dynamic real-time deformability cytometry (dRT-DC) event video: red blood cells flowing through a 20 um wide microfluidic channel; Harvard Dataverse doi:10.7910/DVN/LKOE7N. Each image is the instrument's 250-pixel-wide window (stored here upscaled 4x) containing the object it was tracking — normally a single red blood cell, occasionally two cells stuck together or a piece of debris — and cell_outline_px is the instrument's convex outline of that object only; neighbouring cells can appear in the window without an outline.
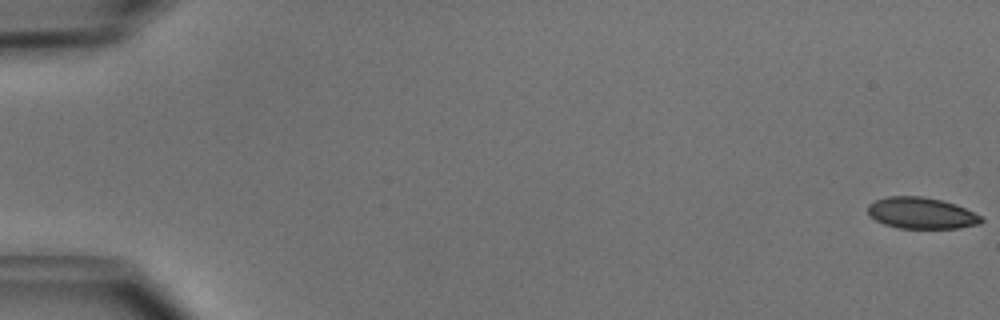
{"species": "common noctule bat (a hibernating species)", "species_latin": "Nyctalus noctula", "temperature_condition": "cold", "stored_images_in_passage": 52, "camera_frame_rate_fps": 3000, "um_per_image_px": 0.085, "animal": {"sex": "male", "body_mass_g": 15.6}, "frame": {"image": 1, "passage_image": 1, "time_ms": 0.0, "image_size_px": [1000, 320], "cell_outline_px": [[984, 220], [980, 224], [960, 228], [900, 228], [884, 224], [876, 220], [868, 212], [868, 204], [876, 200], [888, 196], [920, 196], [940, 200], [956, 204], [984, 216]], "centroid_in_image_um": [78.37, 18.12], "position_along_channel_um": 6.6, "area_um2": 20.75}}
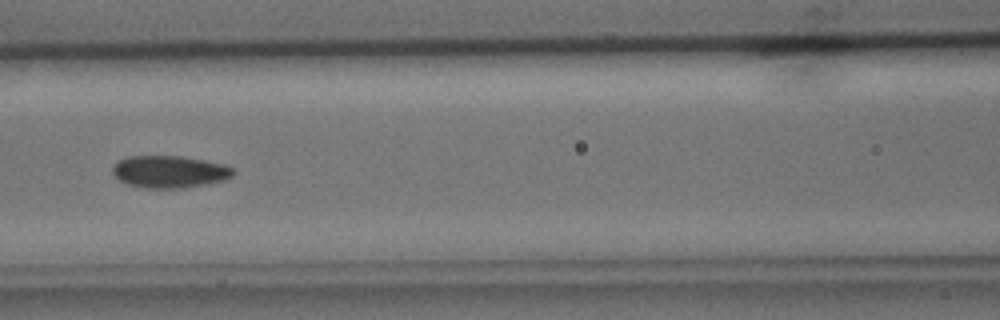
{"frame": {"image": 2, "passage_image": 24, "time_ms": 7.667, "image_size_px": [1000, 320], "cell_outline_px": [[236, 172], [232, 176], [224, 180], [208, 184], [180, 188], [148, 188], [128, 184], [120, 180], [112, 172], [112, 168], [120, 160], [128, 156], [180, 156], [228, 164]], "centroid_in_image_um": [14.47, 14.59], "position_along_channel_um": 152.1, "area_um2": 22.6}}
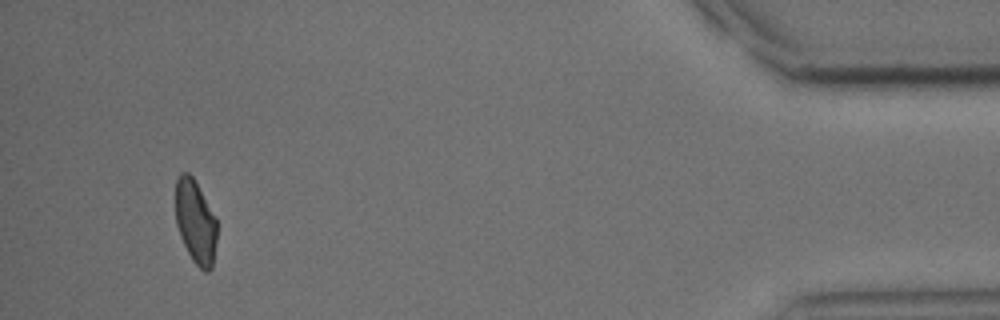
{"frame": {"image": 3, "passage_image": 49, "time_ms": 16.0, "image_size_px": [1000, 320], "cell_outline_px": [[216, 244], [212, 268], [208, 272], [204, 272], [192, 260], [180, 236], [176, 224], [176, 180], [180, 172], [188, 172], [196, 180], [216, 216]], "centroid_in_image_um": [16.63, 18.83], "position_along_channel_um": 418.6, "area_um2": 20.46}, "authors_computed_cell_mechanics": {"area_um2": 21.7617, "velocity_mm_per_s": 3.9802, "shape_relaxation_time_tau1_ms": 4.242, "shape_relaxation_time_tau2_ms": 5.1135, "deformation_change_tau1": 0.1122, "deformation_change_tau2": 0.0957}}